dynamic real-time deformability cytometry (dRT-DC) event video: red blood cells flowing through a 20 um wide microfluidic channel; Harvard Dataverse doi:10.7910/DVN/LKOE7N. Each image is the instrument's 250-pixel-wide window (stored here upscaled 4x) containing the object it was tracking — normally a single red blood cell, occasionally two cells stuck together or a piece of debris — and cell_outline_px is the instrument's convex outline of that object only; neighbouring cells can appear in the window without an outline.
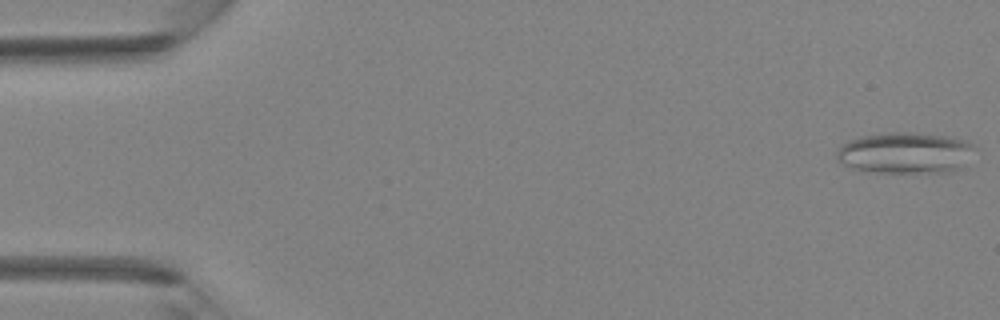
{"species": "Egyptian fruit bat (a non-hibernating species)", "species_latin": "Rousettus aegyptiacus", "temperature_condition": "room temperature", "stored_images_in_passage": 40, "camera_frame_rate_fps": 3000, "um_per_image_px": 0.085, "animal": {"sex": "female"}, "frame": {"image": 1, "passage_image": 1, "time_ms": 0.0, "image_size_px": [1000, 320], "cell_outline_px": [[980, 148], [960, 168], [952, 172], [856, 172], [844, 164], [836, 156], [836, 152], [840, 144], [860, 136], [892, 132], [912, 132], [944, 136], [968, 140]], "centroid_in_image_um": [76.98, 13.0], "position_along_channel_um": 8.0, "area_um2": 33.81}}
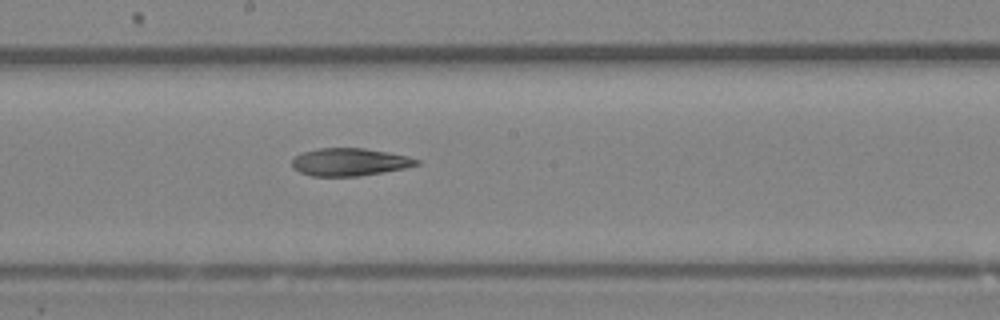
{"frame": {"image": 2, "passage_image": 22, "time_ms": 7.0, "image_size_px": [1000, 320], "cell_outline_px": [[420, 164], [404, 168], [384, 172], [360, 176], [312, 176], [300, 172], [292, 168], [292, 160], [296, 156], [304, 152], [320, 148], [364, 148], [388, 152], [408, 156], [420, 160]], "centroid_in_image_um": [29.73, 13.77], "position_along_channel_um": 218.5, "area_um2": 20.06}}
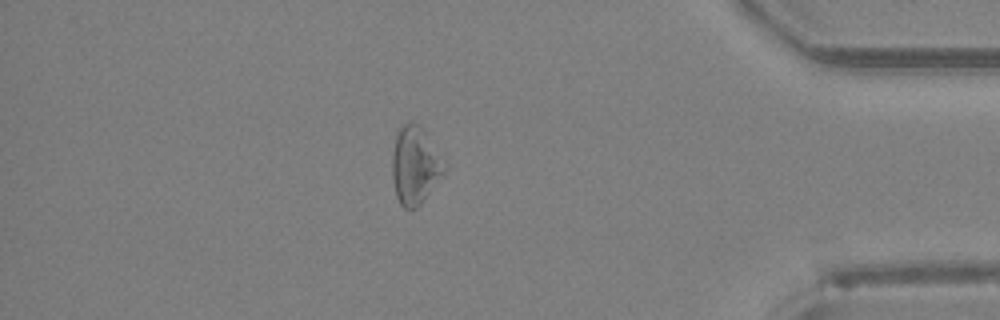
{"frame": {"image": 3, "passage_image": 35, "time_ms": 11.333, "image_size_px": [1000, 320], "cell_outline_px": [[448, 168], [420, 204], [416, 208], [404, 208], [400, 204], [396, 196], [392, 176], [392, 156], [396, 132], [408, 120], [420, 124], [424, 128], [448, 164]], "centroid_in_image_um": [35.31, 14.0], "position_along_channel_um": 399.9, "area_um2": 24.1}}